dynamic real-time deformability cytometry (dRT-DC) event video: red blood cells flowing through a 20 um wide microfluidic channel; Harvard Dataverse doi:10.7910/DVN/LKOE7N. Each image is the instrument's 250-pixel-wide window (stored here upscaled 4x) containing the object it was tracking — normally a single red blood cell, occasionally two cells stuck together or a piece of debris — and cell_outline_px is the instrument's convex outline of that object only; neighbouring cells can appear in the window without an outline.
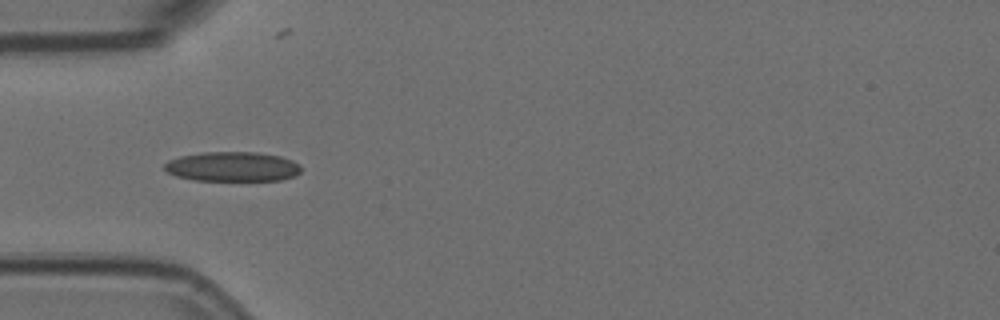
{"species": "Egyptian fruit bat (a non-hibernating species)", "species_latin": "Rousettus aegyptiacus", "temperature_condition": "room temperature", "stored_images_in_passage": 5, "camera_frame_rate_fps": 3000, "um_per_image_px": 0.085, "animal": {"sex": "female"}, "frame": {"image": 1, "passage_image": 4, "time_ms": 1.0, "image_size_px": [1000, 320], "cell_outline_px": [[300, 172], [296, 176], [280, 180], [196, 180], [176, 176], [168, 172], [164, 168], [164, 164], [168, 160], [180, 156], [204, 152], [256, 152], [280, 156], [292, 160], [300, 164]], "centroid_in_image_um": [19.77, 14.16], "position_along_channel_um": 65.2, "area_um2": 23.58}}